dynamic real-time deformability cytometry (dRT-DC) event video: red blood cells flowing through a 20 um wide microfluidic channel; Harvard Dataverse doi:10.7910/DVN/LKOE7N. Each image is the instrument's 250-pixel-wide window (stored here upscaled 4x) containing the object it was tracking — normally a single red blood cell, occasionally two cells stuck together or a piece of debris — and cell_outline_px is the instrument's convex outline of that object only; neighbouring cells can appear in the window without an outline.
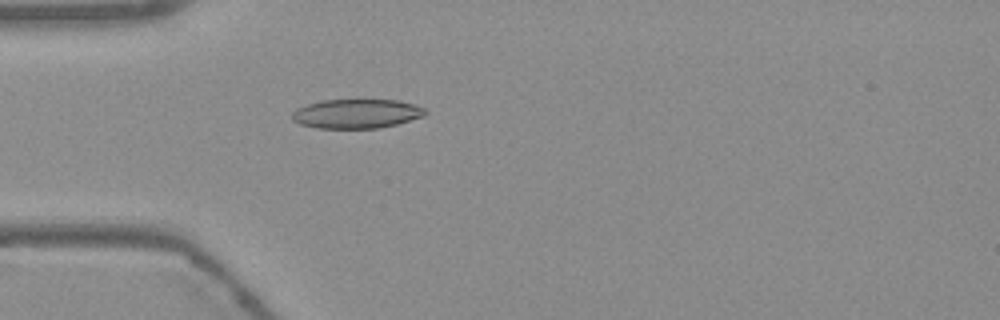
{"species": "Egyptian fruit bat (a non-hibernating species)", "species_latin": "Rousettus aegyptiacus", "temperature_condition": "warm", "stored_images_in_passage": 54, "camera_frame_rate_fps": 3000, "um_per_image_px": 0.085, "frame": {"image": 1, "passage_image": 16, "time_ms": 5.0, "image_size_px": [1000, 320], "cell_outline_px": [[428, 112], [424, 116], [396, 124], [380, 128], [316, 128], [300, 124], [292, 120], [292, 112], [296, 108], [320, 100], [356, 96], [360, 96], [400, 100], [416, 104], [424, 108]], "centroid_in_image_um": [30.32, 9.59], "position_along_channel_um": 54.7, "area_um2": 24.04}}
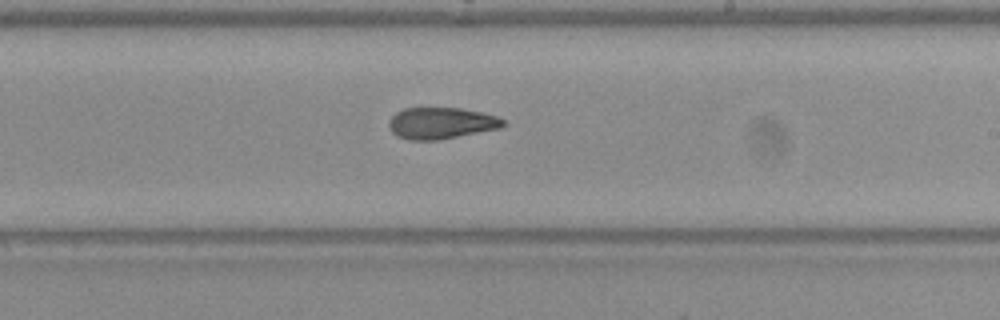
{"frame": {"image": 2, "passage_image": 32, "time_ms": 10.333, "image_size_px": [1000, 320], "cell_outline_px": [[504, 124], [500, 128], [436, 140], [408, 140], [392, 132], [388, 124], [388, 120], [396, 112], [404, 108], [460, 108], [480, 112], [496, 116], [504, 120]], "centroid_in_image_um": [37.46, 10.46], "position_along_channel_um": 251.5, "area_um2": 20.69}}
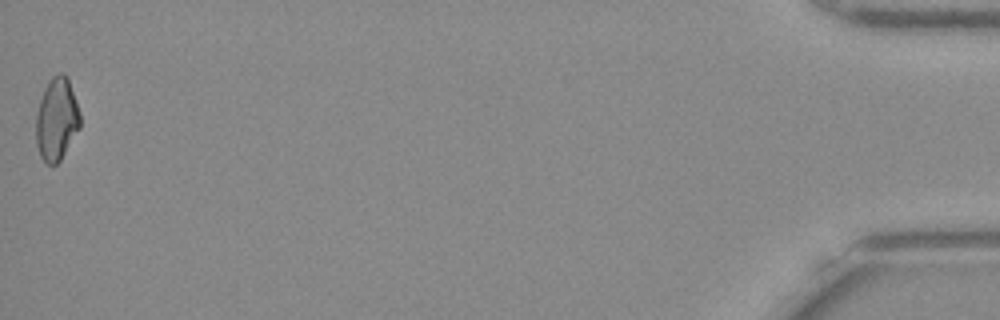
{"frame": {"image": 3, "passage_image": 54, "time_ms": 17.667, "image_size_px": [1000, 320], "cell_outline_px": [[80, 128], [60, 160], [56, 164], [48, 164], [40, 156], [36, 144], [36, 112], [44, 88], [48, 80], [52, 76], [60, 72], [64, 72], [68, 80], [76, 100], [80, 112]], "centroid_in_image_um": [4.81, 10.12], "position_along_channel_um": 430.4, "area_um2": 21.27}, "authors_computed_cell_mechanics": {"area_um2": 21.6461, "velocity_mm_per_s": 3.7847, "shape_relaxation_time_tau1_ms": null, "shape_relaxation_time_tau2_ms": 6.5932, "deformation_change_tau1": null, "deformation_change_tau2": 0.1467}}